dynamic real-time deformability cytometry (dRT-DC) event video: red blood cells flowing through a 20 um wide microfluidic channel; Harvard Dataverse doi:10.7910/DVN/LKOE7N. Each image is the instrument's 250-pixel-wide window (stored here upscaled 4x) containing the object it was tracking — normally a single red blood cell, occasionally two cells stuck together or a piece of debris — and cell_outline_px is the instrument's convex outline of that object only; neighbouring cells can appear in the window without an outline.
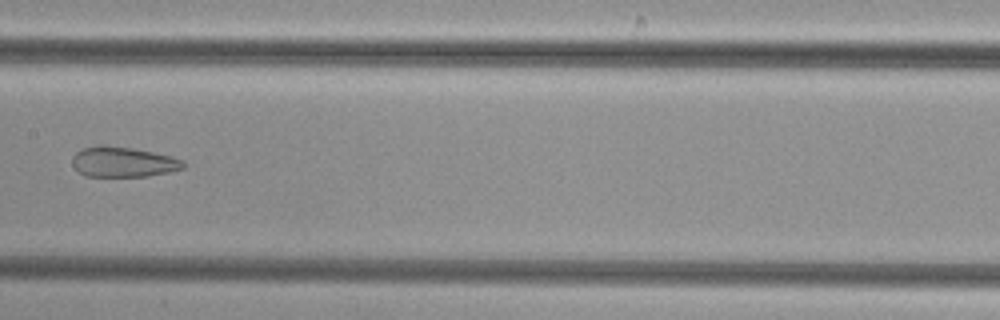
{"species": "common noctule bat (a hibernating species)", "species_latin": "Nyctalus noctula", "temperature_condition": "cold", "stored_images_in_passage": 9, "camera_frame_rate_fps": 3000, "um_per_image_px": 0.085, "animal": {"sex": "female", "body_mass_g": 29.2, "forearm_length_mm": 56.3}, "frame": {"image": 1, "passage_image": 8, "time_ms": 9.333, "image_size_px": [1000, 320], "cell_outline_px": [[184, 168], [168, 172], [148, 176], [84, 176], [72, 164], [72, 156], [80, 148], [96, 144], [104, 144], [132, 148], [172, 156], [184, 160]], "centroid_in_image_um": [10.43, 13.74], "position_along_channel_um": 197.0, "area_um2": 19.77}}
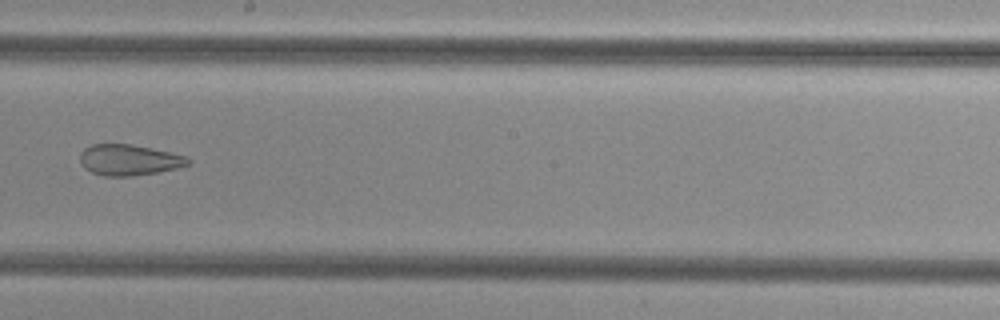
{"frame": {"image": 2, "passage_image": 9, "time_ms": 10.333, "image_size_px": [1000, 320], "cell_outline_px": [[192, 160], [188, 164], [176, 168], [156, 172], [132, 176], [104, 176], [92, 172], [84, 168], [80, 164], [80, 152], [84, 148], [92, 144], [132, 144], [152, 148], [184, 156]], "centroid_in_image_um": [10.91, 13.59], "position_along_channel_um": 237.3, "area_um2": 19.36}}